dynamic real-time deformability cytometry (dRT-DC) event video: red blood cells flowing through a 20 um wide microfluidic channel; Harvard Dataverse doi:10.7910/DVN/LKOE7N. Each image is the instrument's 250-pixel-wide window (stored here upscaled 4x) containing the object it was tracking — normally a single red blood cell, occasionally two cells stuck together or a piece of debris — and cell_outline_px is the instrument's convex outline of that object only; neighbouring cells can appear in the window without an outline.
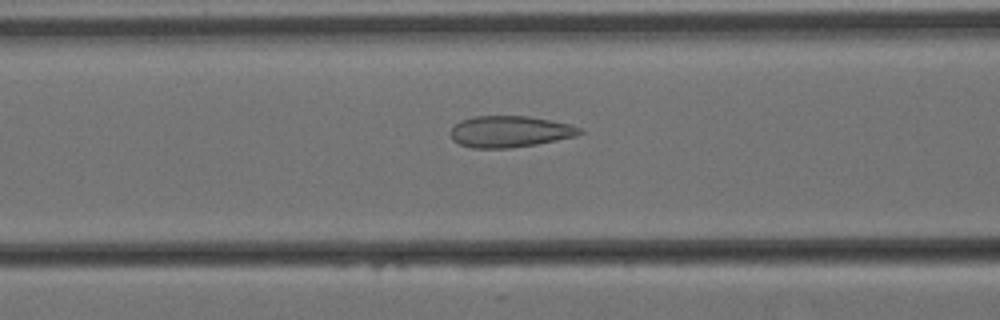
{"species": "Egyptian fruit bat (a non-hibernating species)", "species_latin": "Rousettus aegyptiacus", "temperature_condition": "cold", "stored_images_in_passage": 14, "camera_frame_rate_fps": 3000, "um_per_image_px": 0.085, "animal": {"sex": "female"}, "frame": {"image": 1, "passage_image": 12, "time_ms": 3.667, "image_size_px": [1000, 320], "cell_outline_px": [[584, 132], [576, 136], [536, 144], [512, 148], [472, 148], [460, 144], [452, 140], [448, 132], [460, 120], [476, 116], [528, 116], [572, 124], [580, 128]], "centroid_in_image_um": [43.32, 11.18], "position_along_channel_um": 123.3, "area_um2": 23.76}}